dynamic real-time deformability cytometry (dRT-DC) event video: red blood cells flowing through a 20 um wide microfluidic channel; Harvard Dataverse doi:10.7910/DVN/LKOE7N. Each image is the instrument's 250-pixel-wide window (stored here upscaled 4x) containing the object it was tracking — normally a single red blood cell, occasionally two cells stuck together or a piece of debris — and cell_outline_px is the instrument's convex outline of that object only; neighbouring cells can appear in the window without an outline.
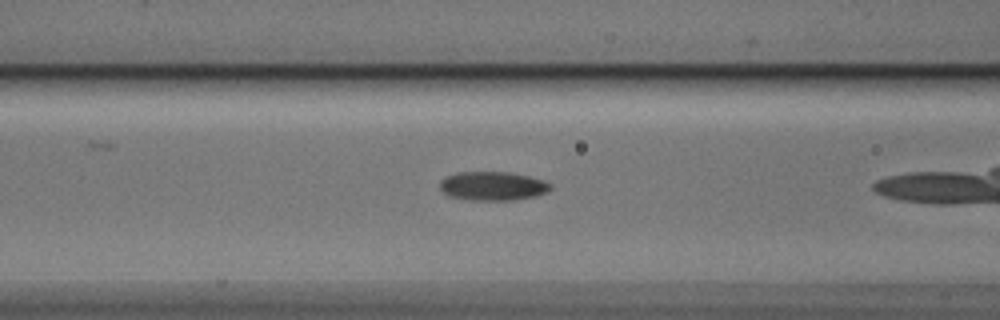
{"species": "Egyptian fruit bat (a non-hibernating species)", "species_latin": "Rousettus aegyptiacus", "temperature_condition": "cold", "stored_images_in_passage": 41, "camera_frame_rate_fps": 3000, "um_per_image_px": 0.085, "animal": {"sex": "male"}, "frame": {"image": 1, "passage_image": 19, "time_ms": 6.0, "image_size_px": [1000, 320], "cell_outline_px": [[552, 188], [548, 192], [536, 196], [516, 200], [464, 200], [448, 196], [440, 188], [440, 180], [444, 176], [456, 172], [508, 172], [528, 176], [544, 180], [552, 184]], "centroid_in_image_um": [41.88, 15.82], "position_along_channel_um": 124.7, "area_um2": 18.96}}
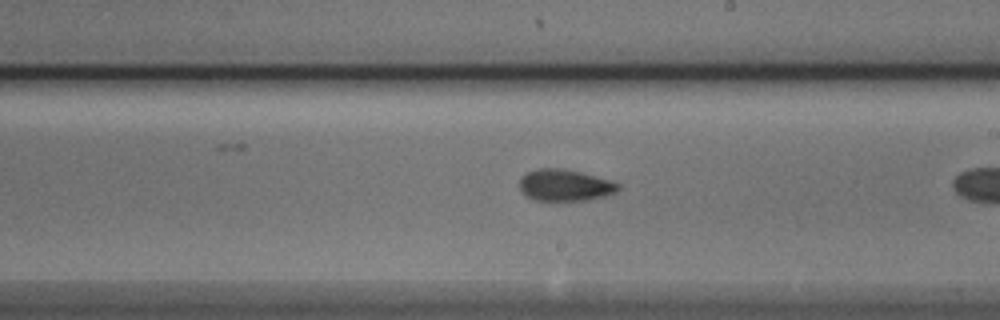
{"frame": {"image": 2, "passage_image": 28, "time_ms": 9.0, "image_size_px": [1000, 320], "cell_outline_px": [[620, 188], [616, 192], [608, 196], [584, 200], [536, 200], [528, 196], [520, 188], [520, 180], [528, 172], [540, 168], [560, 168], [580, 172], [612, 180], [620, 184]], "centroid_in_image_um": [48.09, 15.74], "position_along_channel_um": 240.9, "area_um2": 17.98}}
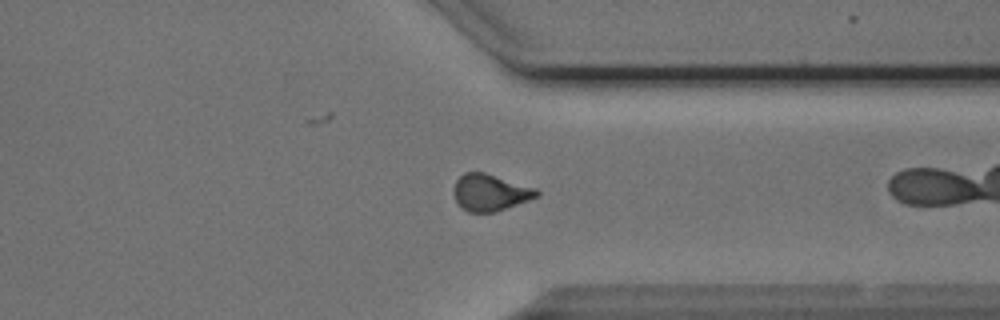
{"frame": {"image": 3, "passage_image": 38, "time_ms": 12.333, "image_size_px": [1000, 320], "cell_outline_px": [[540, 196], [496, 212], [468, 212], [456, 200], [452, 192], [456, 180], [464, 172], [484, 172], [536, 188], [540, 192]], "centroid_in_image_um": [41.68, 16.36], "position_along_channel_um": 369.7, "area_um2": 17.74}}